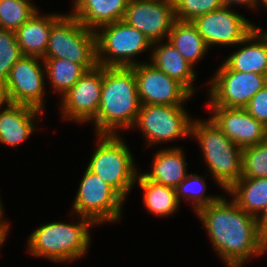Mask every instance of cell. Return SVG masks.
Returning <instances> with one entry per match:
<instances>
[{"mask_svg": "<svg viewBox=\"0 0 267 267\" xmlns=\"http://www.w3.org/2000/svg\"><path fill=\"white\" fill-rule=\"evenodd\" d=\"M42 59H66L86 71L95 68L98 65L95 31L82 25L71 12L65 13L51 27Z\"/></svg>", "mask_w": 267, "mask_h": 267, "instance_id": "8992f818", "label": "cell"}, {"mask_svg": "<svg viewBox=\"0 0 267 267\" xmlns=\"http://www.w3.org/2000/svg\"><path fill=\"white\" fill-rule=\"evenodd\" d=\"M227 193L245 213L258 218L267 206V178H240Z\"/></svg>", "mask_w": 267, "mask_h": 267, "instance_id": "cb8c5ba5", "label": "cell"}, {"mask_svg": "<svg viewBox=\"0 0 267 267\" xmlns=\"http://www.w3.org/2000/svg\"><path fill=\"white\" fill-rule=\"evenodd\" d=\"M245 109L252 117L267 126V84L250 99Z\"/></svg>", "mask_w": 267, "mask_h": 267, "instance_id": "1f68e13d", "label": "cell"}, {"mask_svg": "<svg viewBox=\"0 0 267 267\" xmlns=\"http://www.w3.org/2000/svg\"><path fill=\"white\" fill-rule=\"evenodd\" d=\"M210 118L241 149L265 142L266 126L245 108L209 107Z\"/></svg>", "mask_w": 267, "mask_h": 267, "instance_id": "2e32d148", "label": "cell"}, {"mask_svg": "<svg viewBox=\"0 0 267 267\" xmlns=\"http://www.w3.org/2000/svg\"><path fill=\"white\" fill-rule=\"evenodd\" d=\"M46 78L51 84L52 92L61 97L80 79L85 69L80 64L66 59H43Z\"/></svg>", "mask_w": 267, "mask_h": 267, "instance_id": "484cf974", "label": "cell"}, {"mask_svg": "<svg viewBox=\"0 0 267 267\" xmlns=\"http://www.w3.org/2000/svg\"><path fill=\"white\" fill-rule=\"evenodd\" d=\"M74 198L73 215L85 217L95 225L117 223L122 218L125 199L87 168Z\"/></svg>", "mask_w": 267, "mask_h": 267, "instance_id": "ba28073f", "label": "cell"}, {"mask_svg": "<svg viewBox=\"0 0 267 267\" xmlns=\"http://www.w3.org/2000/svg\"><path fill=\"white\" fill-rule=\"evenodd\" d=\"M10 231L9 230H0V248L4 244L5 240L7 239V235Z\"/></svg>", "mask_w": 267, "mask_h": 267, "instance_id": "74e56055", "label": "cell"}, {"mask_svg": "<svg viewBox=\"0 0 267 267\" xmlns=\"http://www.w3.org/2000/svg\"><path fill=\"white\" fill-rule=\"evenodd\" d=\"M192 23L209 48L212 45L238 46V43L254 29V24L245 16L224 6L197 17Z\"/></svg>", "mask_w": 267, "mask_h": 267, "instance_id": "9a60e30c", "label": "cell"}, {"mask_svg": "<svg viewBox=\"0 0 267 267\" xmlns=\"http://www.w3.org/2000/svg\"><path fill=\"white\" fill-rule=\"evenodd\" d=\"M162 42V43H161ZM159 43V44H158ZM150 63L170 78L181 83L192 95L195 93L194 81L197 73L194 67L178 52L168 40L151 45ZM195 70V71H194Z\"/></svg>", "mask_w": 267, "mask_h": 267, "instance_id": "ac0fdd59", "label": "cell"}, {"mask_svg": "<svg viewBox=\"0 0 267 267\" xmlns=\"http://www.w3.org/2000/svg\"><path fill=\"white\" fill-rule=\"evenodd\" d=\"M130 0H74L72 15L86 28L99 27L123 20Z\"/></svg>", "mask_w": 267, "mask_h": 267, "instance_id": "d6986e66", "label": "cell"}, {"mask_svg": "<svg viewBox=\"0 0 267 267\" xmlns=\"http://www.w3.org/2000/svg\"><path fill=\"white\" fill-rule=\"evenodd\" d=\"M185 157L179 146L162 148L155 153L151 170L142 174L148 180L176 189L189 175Z\"/></svg>", "mask_w": 267, "mask_h": 267, "instance_id": "44dd1931", "label": "cell"}, {"mask_svg": "<svg viewBox=\"0 0 267 267\" xmlns=\"http://www.w3.org/2000/svg\"><path fill=\"white\" fill-rule=\"evenodd\" d=\"M97 144L87 169L113 187L125 200L138 175L128 144L119 134H95Z\"/></svg>", "mask_w": 267, "mask_h": 267, "instance_id": "5b68a950", "label": "cell"}, {"mask_svg": "<svg viewBox=\"0 0 267 267\" xmlns=\"http://www.w3.org/2000/svg\"><path fill=\"white\" fill-rule=\"evenodd\" d=\"M263 252H267V233L263 236Z\"/></svg>", "mask_w": 267, "mask_h": 267, "instance_id": "f35d334b", "label": "cell"}, {"mask_svg": "<svg viewBox=\"0 0 267 267\" xmlns=\"http://www.w3.org/2000/svg\"><path fill=\"white\" fill-rule=\"evenodd\" d=\"M41 66L44 67L43 59L35 56H22L14 64L5 82V88L11 103L44 111L46 73L45 68Z\"/></svg>", "mask_w": 267, "mask_h": 267, "instance_id": "8fae6325", "label": "cell"}, {"mask_svg": "<svg viewBox=\"0 0 267 267\" xmlns=\"http://www.w3.org/2000/svg\"><path fill=\"white\" fill-rule=\"evenodd\" d=\"M265 142L267 143V126H266V132H265Z\"/></svg>", "mask_w": 267, "mask_h": 267, "instance_id": "60d3db41", "label": "cell"}, {"mask_svg": "<svg viewBox=\"0 0 267 267\" xmlns=\"http://www.w3.org/2000/svg\"><path fill=\"white\" fill-rule=\"evenodd\" d=\"M141 105H184L193 95L178 81L145 61L131 66Z\"/></svg>", "mask_w": 267, "mask_h": 267, "instance_id": "7c38bea8", "label": "cell"}, {"mask_svg": "<svg viewBox=\"0 0 267 267\" xmlns=\"http://www.w3.org/2000/svg\"><path fill=\"white\" fill-rule=\"evenodd\" d=\"M254 30L260 35V37L264 40V42L267 45V30L264 31V29L262 30L260 26H256V25H254Z\"/></svg>", "mask_w": 267, "mask_h": 267, "instance_id": "8d00e7d4", "label": "cell"}, {"mask_svg": "<svg viewBox=\"0 0 267 267\" xmlns=\"http://www.w3.org/2000/svg\"><path fill=\"white\" fill-rule=\"evenodd\" d=\"M175 20L192 22L223 7L221 0H173Z\"/></svg>", "mask_w": 267, "mask_h": 267, "instance_id": "4dcf8cb0", "label": "cell"}, {"mask_svg": "<svg viewBox=\"0 0 267 267\" xmlns=\"http://www.w3.org/2000/svg\"><path fill=\"white\" fill-rule=\"evenodd\" d=\"M222 4L224 7H229L231 8V6L235 5H243L246 6L247 8H251L252 10H256L258 7L256 6V0H221Z\"/></svg>", "mask_w": 267, "mask_h": 267, "instance_id": "d6a6232c", "label": "cell"}, {"mask_svg": "<svg viewBox=\"0 0 267 267\" xmlns=\"http://www.w3.org/2000/svg\"><path fill=\"white\" fill-rule=\"evenodd\" d=\"M206 186L204 176H199L196 173L189 174L176 188L177 199L180 203L182 198L184 201H186L185 199L190 200L193 211L196 212L198 209L215 202L221 196L206 195Z\"/></svg>", "mask_w": 267, "mask_h": 267, "instance_id": "83f0119b", "label": "cell"}, {"mask_svg": "<svg viewBox=\"0 0 267 267\" xmlns=\"http://www.w3.org/2000/svg\"><path fill=\"white\" fill-rule=\"evenodd\" d=\"M212 76L207 90L209 107L245 108L267 84V75L233 71L223 63Z\"/></svg>", "mask_w": 267, "mask_h": 267, "instance_id": "30bf717a", "label": "cell"}, {"mask_svg": "<svg viewBox=\"0 0 267 267\" xmlns=\"http://www.w3.org/2000/svg\"><path fill=\"white\" fill-rule=\"evenodd\" d=\"M74 223L51 222L38 227L27 239V250L35 257L47 258L56 263H70L86 255L90 248L89 229L95 225L78 215Z\"/></svg>", "mask_w": 267, "mask_h": 267, "instance_id": "3957f363", "label": "cell"}, {"mask_svg": "<svg viewBox=\"0 0 267 267\" xmlns=\"http://www.w3.org/2000/svg\"><path fill=\"white\" fill-rule=\"evenodd\" d=\"M260 4L264 5V8L267 9V0H256V6L259 8L260 7Z\"/></svg>", "mask_w": 267, "mask_h": 267, "instance_id": "ab89813d", "label": "cell"}, {"mask_svg": "<svg viewBox=\"0 0 267 267\" xmlns=\"http://www.w3.org/2000/svg\"><path fill=\"white\" fill-rule=\"evenodd\" d=\"M43 113L39 109L10 102L0 111V143L18 147L33 134L35 122L43 117Z\"/></svg>", "mask_w": 267, "mask_h": 267, "instance_id": "e0dca14e", "label": "cell"}, {"mask_svg": "<svg viewBox=\"0 0 267 267\" xmlns=\"http://www.w3.org/2000/svg\"><path fill=\"white\" fill-rule=\"evenodd\" d=\"M38 10L31 0H0V28L16 31Z\"/></svg>", "mask_w": 267, "mask_h": 267, "instance_id": "4316f807", "label": "cell"}, {"mask_svg": "<svg viewBox=\"0 0 267 267\" xmlns=\"http://www.w3.org/2000/svg\"><path fill=\"white\" fill-rule=\"evenodd\" d=\"M135 184L143 190V204L155 216L166 217L179 210L176 189L148 180L138 173Z\"/></svg>", "mask_w": 267, "mask_h": 267, "instance_id": "603a6c76", "label": "cell"}, {"mask_svg": "<svg viewBox=\"0 0 267 267\" xmlns=\"http://www.w3.org/2000/svg\"><path fill=\"white\" fill-rule=\"evenodd\" d=\"M238 44L223 64L233 71L267 75V45L260 35L253 29Z\"/></svg>", "mask_w": 267, "mask_h": 267, "instance_id": "7402d4cb", "label": "cell"}, {"mask_svg": "<svg viewBox=\"0 0 267 267\" xmlns=\"http://www.w3.org/2000/svg\"><path fill=\"white\" fill-rule=\"evenodd\" d=\"M167 40L193 67L209 49L192 22L175 20Z\"/></svg>", "mask_w": 267, "mask_h": 267, "instance_id": "d4e9b609", "label": "cell"}, {"mask_svg": "<svg viewBox=\"0 0 267 267\" xmlns=\"http://www.w3.org/2000/svg\"><path fill=\"white\" fill-rule=\"evenodd\" d=\"M207 120V121H206ZM193 119L191 135L198 142L204 162L215 183L226 192L241 178L242 149L233 143L209 117Z\"/></svg>", "mask_w": 267, "mask_h": 267, "instance_id": "277c9868", "label": "cell"}, {"mask_svg": "<svg viewBox=\"0 0 267 267\" xmlns=\"http://www.w3.org/2000/svg\"><path fill=\"white\" fill-rule=\"evenodd\" d=\"M195 215L226 267H243L249 258L264 254L257 218L245 213L233 199L229 201L221 195Z\"/></svg>", "mask_w": 267, "mask_h": 267, "instance_id": "6da1fadb", "label": "cell"}, {"mask_svg": "<svg viewBox=\"0 0 267 267\" xmlns=\"http://www.w3.org/2000/svg\"><path fill=\"white\" fill-rule=\"evenodd\" d=\"M38 10L15 31L17 43L23 56L43 58L46 53L51 27L64 15H41Z\"/></svg>", "mask_w": 267, "mask_h": 267, "instance_id": "ffe728a7", "label": "cell"}, {"mask_svg": "<svg viewBox=\"0 0 267 267\" xmlns=\"http://www.w3.org/2000/svg\"><path fill=\"white\" fill-rule=\"evenodd\" d=\"M123 21L140 31L151 44L165 41L175 21L173 0H130Z\"/></svg>", "mask_w": 267, "mask_h": 267, "instance_id": "5bb4252c", "label": "cell"}, {"mask_svg": "<svg viewBox=\"0 0 267 267\" xmlns=\"http://www.w3.org/2000/svg\"><path fill=\"white\" fill-rule=\"evenodd\" d=\"M97 63L103 67H131L144 61L134 58L151 49V42L123 20L106 24L95 31Z\"/></svg>", "mask_w": 267, "mask_h": 267, "instance_id": "52a82bcc", "label": "cell"}, {"mask_svg": "<svg viewBox=\"0 0 267 267\" xmlns=\"http://www.w3.org/2000/svg\"><path fill=\"white\" fill-rule=\"evenodd\" d=\"M10 103L7 91L5 88V83L0 81V111L2 110V106H6Z\"/></svg>", "mask_w": 267, "mask_h": 267, "instance_id": "e575fe53", "label": "cell"}, {"mask_svg": "<svg viewBox=\"0 0 267 267\" xmlns=\"http://www.w3.org/2000/svg\"><path fill=\"white\" fill-rule=\"evenodd\" d=\"M1 197V196H0ZM0 198V230H9L10 228V222L6 221L4 214H3V203ZM5 219V220H4Z\"/></svg>", "mask_w": 267, "mask_h": 267, "instance_id": "d590c367", "label": "cell"}, {"mask_svg": "<svg viewBox=\"0 0 267 267\" xmlns=\"http://www.w3.org/2000/svg\"><path fill=\"white\" fill-rule=\"evenodd\" d=\"M140 106L133 69L102 66L101 100L98 113L91 121L95 134L116 135L122 129L133 128Z\"/></svg>", "mask_w": 267, "mask_h": 267, "instance_id": "7a4b0ae2", "label": "cell"}, {"mask_svg": "<svg viewBox=\"0 0 267 267\" xmlns=\"http://www.w3.org/2000/svg\"><path fill=\"white\" fill-rule=\"evenodd\" d=\"M241 178H267V143L242 149Z\"/></svg>", "mask_w": 267, "mask_h": 267, "instance_id": "f1b7e54d", "label": "cell"}, {"mask_svg": "<svg viewBox=\"0 0 267 267\" xmlns=\"http://www.w3.org/2000/svg\"><path fill=\"white\" fill-rule=\"evenodd\" d=\"M15 31L0 28V81L5 83L11 68L22 57Z\"/></svg>", "mask_w": 267, "mask_h": 267, "instance_id": "f546056e", "label": "cell"}, {"mask_svg": "<svg viewBox=\"0 0 267 267\" xmlns=\"http://www.w3.org/2000/svg\"><path fill=\"white\" fill-rule=\"evenodd\" d=\"M257 227L263 237L267 233V206L257 218Z\"/></svg>", "mask_w": 267, "mask_h": 267, "instance_id": "836d02e7", "label": "cell"}, {"mask_svg": "<svg viewBox=\"0 0 267 267\" xmlns=\"http://www.w3.org/2000/svg\"><path fill=\"white\" fill-rule=\"evenodd\" d=\"M192 121L184 105H141L133 127L145 135L146 146H153L189 138Z\"/></svg>", "mask_w": 267, "mask_h": 267, "instance_id": "9c48e42d", "label": "cell"}, {"mask_svg": "<svg viewBox=\"0 0 267 267\" xmlns=\"http://www.w3.org/2000/svg\"><path fill=\"white\" fill-rule=\"evenodd\" d=\"M102 93V66L85 71L61 97L62 119L78 123L91 122L97 115Z\"/></svg>", "mask_w": 267, "mask_h": 267, "instance_id": "4fadbf2b", "label": "cell"}]
</instances>
